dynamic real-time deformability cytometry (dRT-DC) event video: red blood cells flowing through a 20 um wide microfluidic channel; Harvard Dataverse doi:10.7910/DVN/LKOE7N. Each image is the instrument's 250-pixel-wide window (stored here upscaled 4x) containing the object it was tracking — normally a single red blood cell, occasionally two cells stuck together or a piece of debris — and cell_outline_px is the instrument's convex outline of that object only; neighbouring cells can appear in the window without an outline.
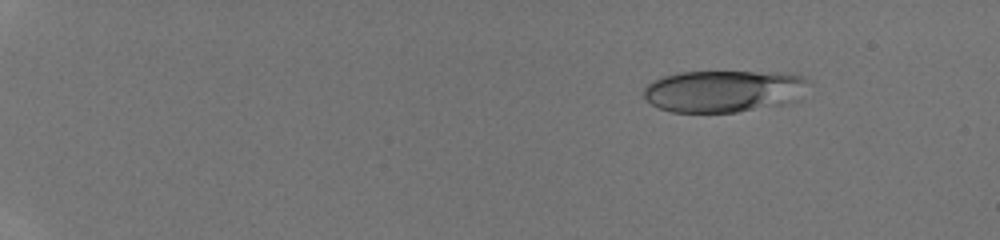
{"species": "human", "species_latin": "Homo sapiens", "temperature_condition": "room temperature", "stored_images_in_passage": 16, "camera_frame_rate_fps": 3000, "um_per_image_px": 0.085, "donor": {"sex": "male"}, "frame": {"image": 1, "passage_image": 7, "time_ms": 2.0, "image_size_px": [1000, 240], "cell_outline_px": [[812, 84], [804, 100], [788, 104], [736, 112], [672, 112], [660, 108], [652, 104], [644, 96], [644, 88], [652, 80], [660, 76], [680, 72], [792, 72], [804, 76]], "centroid_in_image_um": [61.68, 7.73], "position_along_channel_um": 23.3, "area_um2": 41.56}}